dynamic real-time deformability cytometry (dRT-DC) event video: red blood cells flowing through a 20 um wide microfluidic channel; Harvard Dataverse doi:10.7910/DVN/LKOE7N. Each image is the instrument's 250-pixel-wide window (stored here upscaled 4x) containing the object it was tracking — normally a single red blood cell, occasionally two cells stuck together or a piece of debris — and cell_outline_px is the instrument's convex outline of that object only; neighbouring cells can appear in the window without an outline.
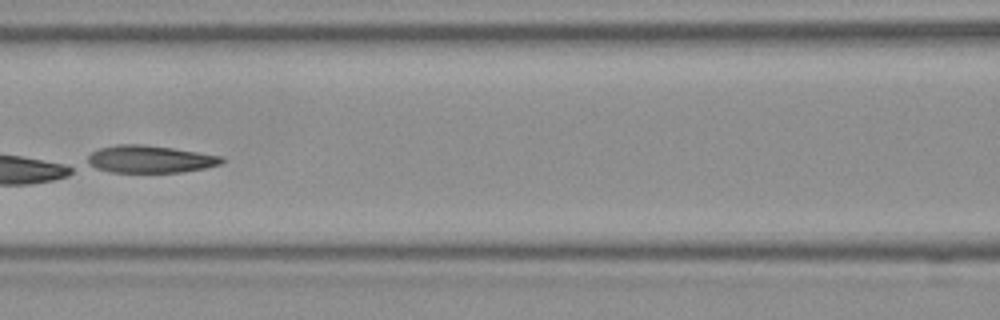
{"species": "Egyptian fruit bat (a non-hibernating species)", "species_latin": "Rousettus aegyptiacus", "temperature_condition": "room temperature", "stored_images_in_passage": 7, "camera_frame_rate_fps": 3000, "um_per_image_px": 0.085, "frame": {"image": 1, "passage_image": 7, "time_ms": 2.0, "image_size_px": [1000, 320], "cell_outline_px": [[224, 160], [220, 164], [204, 168], [180, 172], [112, 172], [96, 168], [88, 164], [88, 156], [92, 152], [100, 148], [116, 144], [144, 144], [172, 148], [224, 156]], "centroid_in_image_um": [12.75, 13.52], "position_along_channel_um": 153.8, "area_um2": 21.33}}